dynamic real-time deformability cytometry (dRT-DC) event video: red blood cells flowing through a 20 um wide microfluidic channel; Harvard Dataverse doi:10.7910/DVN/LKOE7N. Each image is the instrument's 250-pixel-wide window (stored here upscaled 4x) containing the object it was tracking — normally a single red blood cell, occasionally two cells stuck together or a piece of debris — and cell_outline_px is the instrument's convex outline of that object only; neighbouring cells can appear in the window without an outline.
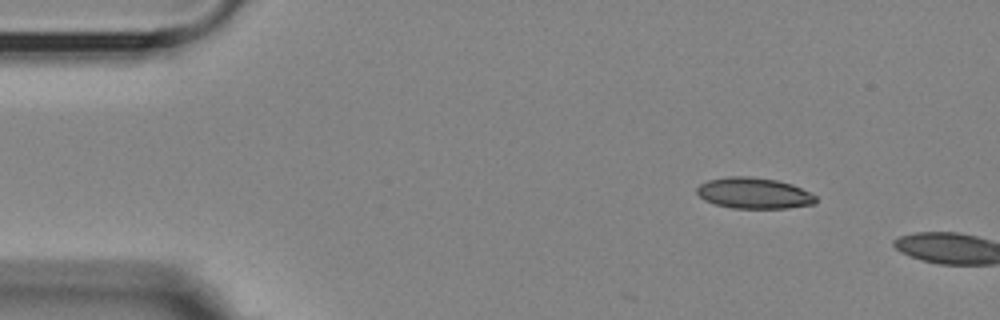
{"species": "Egyptian fruit bat (a non-hibernating species)", "species_latin": "Rousettus aegyptiacus", "temperature_condition": "room temperature", "stored_images_in_passage": 3, "camera_frame_rate_fps": 3000, "um_per_image_px": 0.085, "animal": {"sex": "female"}, "frame": {"image": 1, "passage_image": 1, "time_ms": 0.0, "image_size_px": [1000, 320], "cell_outline_px": [[816, 204], [788, 208], [732, 208], [716, 204], [704, 200], [696, 192], [696, 188], [700, 184], [708, 180], [728, 176], [748, 176], [776, 180], [792, 184], [816, 196]], "centroid_in_image_um": [64.07, 16.42], "position_along_channel_um": 20.9, "area_um2": 21.44}}